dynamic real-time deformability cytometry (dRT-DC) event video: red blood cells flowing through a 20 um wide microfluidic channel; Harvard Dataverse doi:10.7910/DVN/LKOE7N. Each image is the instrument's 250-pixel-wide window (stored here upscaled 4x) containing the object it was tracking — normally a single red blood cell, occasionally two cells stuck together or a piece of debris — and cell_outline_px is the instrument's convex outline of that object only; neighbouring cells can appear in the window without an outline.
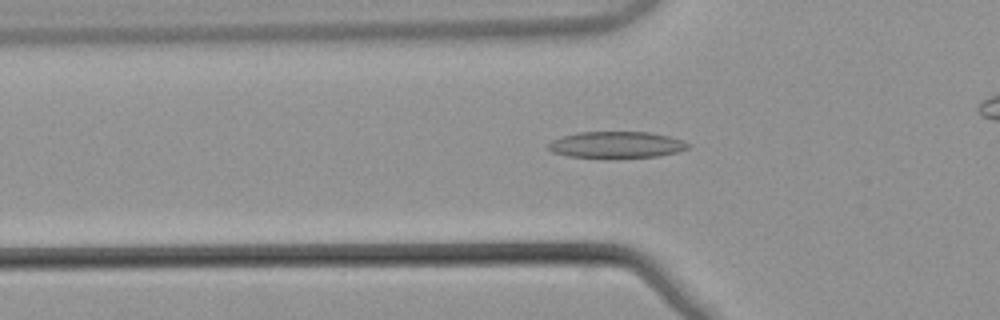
{"species": "common noctule bat (a hibernating species)", "species_latin": "Nyctalus noctula", "temperature_condition": "warm", "stored_images_in_passage": 37, "camera_frame_rate_fps": 3000, "um_per_image_px": 0.085, "animal": {"sex": "male", "body_mass_g": 21.5, "forearm_length_mm": 52.0}, "frame": {"image": 1, "passage_image": 11, "time_ms": 3.333, "image_size_px": [1000, 320], "cell_outline_px": [[688, 148], [676, 152], [660, 156], [608, 160], [568, 156], [552, 152], [548, 148], [548, 144], [552, 140], [564, 136], [580, 132], [652, 132], [668, 136], [680, 140], [688, 144]], "centroid_in_image_um": [52.36, 12.34], "position_along_channel_um": 73.4, "area_um2": 22.08}}
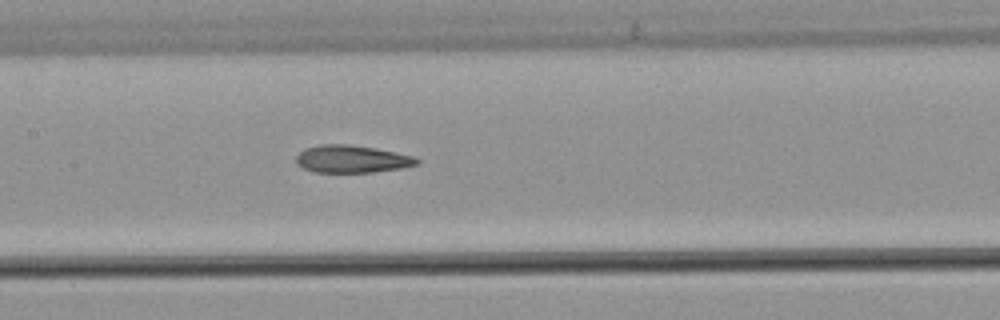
{"frame": {"image": 2, "passage_image": 19, "time_ms": 6.0, "image_size_px": [1000, 320], "cell_outline_px": [[420, 164], [404, 168], [372, 172], [312, 172], [296, 164], [296, 156], [304, 148], [320, 144], [348, 144], [376, 148], [396, 152], [412, 156], [420, 160]], "centroid_in_image_um": [29.91, 13.51], "position_along_channel_um": 177.5, "area_um2": 19.54}}
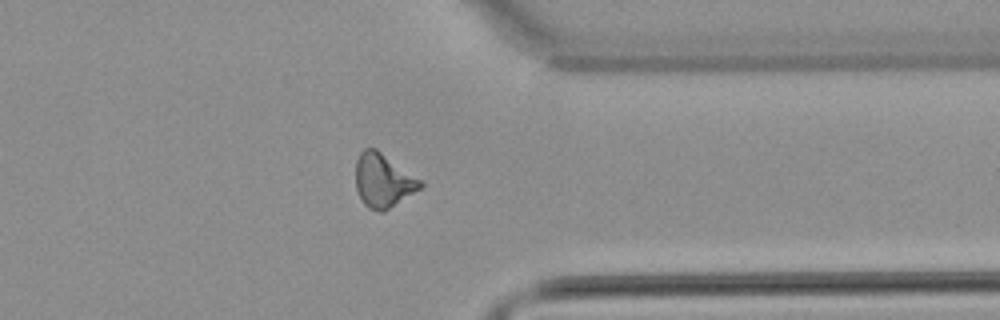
{"frame": {"image": 3, "passage_image": 35, "time_ms": 11.333, "image_size_px": [1000, 320], "cell_outline_px": [[424, 184], [420, 188], [384, 212], [380, 212], [368, 208], [364, 204], [356, 188], [356, 160], [360, 152], [364, 148], [376, 148], [420, 180]], "centroid_in_image_um": [32.53, 15.34], "position_along_channel_um": 378.9, "area_um2": 19.94}}